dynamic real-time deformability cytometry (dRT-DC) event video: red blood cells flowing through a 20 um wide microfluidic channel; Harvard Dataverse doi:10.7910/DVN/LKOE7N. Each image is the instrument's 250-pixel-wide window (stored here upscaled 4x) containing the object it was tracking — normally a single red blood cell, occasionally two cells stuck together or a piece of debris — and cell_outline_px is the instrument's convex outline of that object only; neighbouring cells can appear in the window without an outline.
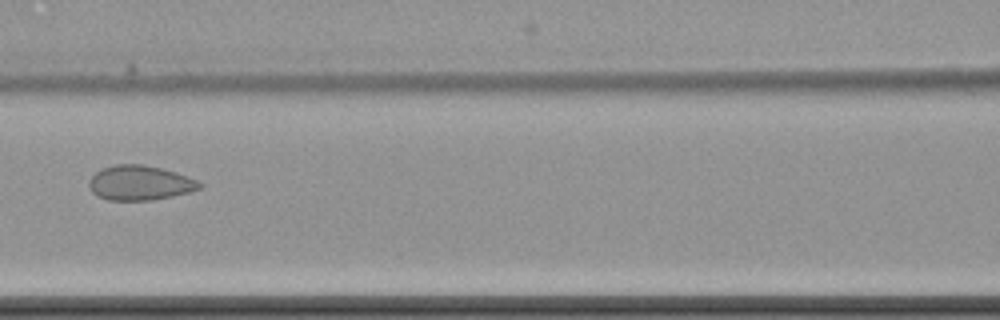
{"species": "common noctule bat (a hibernating species)", "species_latin": "Nyctalus noctula", "temperature_condition": "cold", "stored_images_in_passage": 6, "camera_frame_rate_fps": 3000, "um_per_image_px": 0.085, "animal": {"sex": "female", "body_mass_g": 22.7, "forearm_length_mm": 54.2}, "frame": {"image": 1, "passage_image": 5, "time_ms": 4.667, "image_size_px": [1000, 320], "cell_outline_px": [[204, 188], [172, 196], [152, 200], [108, 200], [96, 196], [88, 188], [88, 180], [96, 172], [104, 168], [116, 164], [144, 164], [176, 172], [196, 180], [204, 184]], "centroid_in_image_um": [11.88, 15.55], "position_along_channel_um": 154.7, "area_um2": 22.48}}
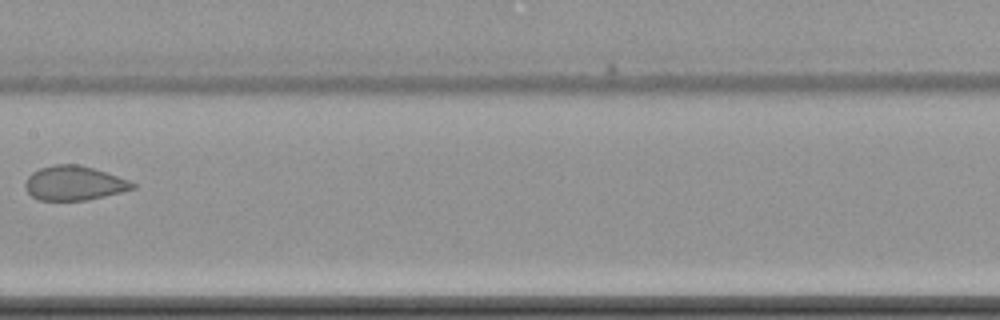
{"frame": {"image": 2, "passage_image": 6, "time_ms": 6.0, "image_size_px": [1000, 320], "cell_outline_px": [[136, 188], [88, 200], [40, 200], [32, 196], [24, 188], [24, 184], [28, 176], [32, 172], [40, 168], [56, 164], [80, 164], [128, 180], [136, 184]], "centroid_in_image_um": [6.27, 15.57], "position_along_channel_um": 201.1, "area_um2": 21.33}}